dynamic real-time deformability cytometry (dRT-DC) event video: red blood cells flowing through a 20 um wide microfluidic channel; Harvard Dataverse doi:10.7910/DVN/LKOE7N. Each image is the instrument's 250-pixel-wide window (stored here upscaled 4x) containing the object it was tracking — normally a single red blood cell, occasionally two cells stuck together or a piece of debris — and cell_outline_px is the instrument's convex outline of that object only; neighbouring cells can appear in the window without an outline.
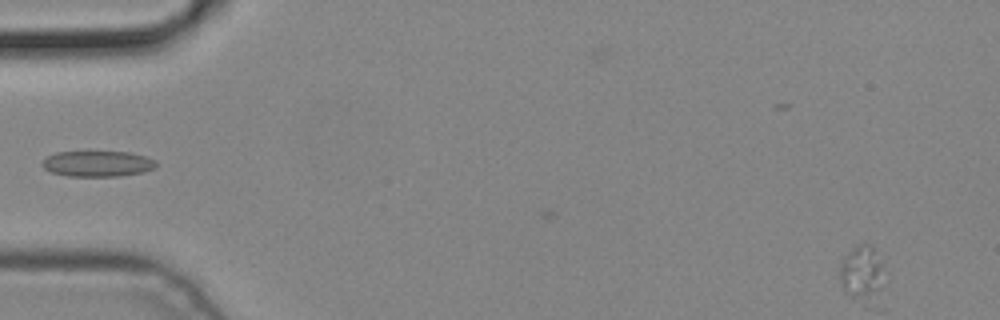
{"species": "common noctule bat (a hibernating species)", "species_latin": "Nyctalus noctula", "temperature_condition": "cold", "stored_images_in_passage": 3, "camera_frame_rate_fps": 3000, "um_per_image_px": 0.085, "animal": {"sex": "male", "body_mass_g": 19.2, "forearm_length_mm": 51.8}, "frame": {"image": 1, "passage_image": 3, "time_ms": 0.667, "image_size_px": [1000, 320], "cell_outline_px": [[884, 284], [880, 288], [864, 292], [844, 292], [840, 280], [840, 264], [844, 256], [856, 244], [872, 244], [876, 248], [880, 260]], "centroid_in_image_um": [73.21, 22.91], "position_along_channel_um": 11.8, "area_um2": 12.54}}